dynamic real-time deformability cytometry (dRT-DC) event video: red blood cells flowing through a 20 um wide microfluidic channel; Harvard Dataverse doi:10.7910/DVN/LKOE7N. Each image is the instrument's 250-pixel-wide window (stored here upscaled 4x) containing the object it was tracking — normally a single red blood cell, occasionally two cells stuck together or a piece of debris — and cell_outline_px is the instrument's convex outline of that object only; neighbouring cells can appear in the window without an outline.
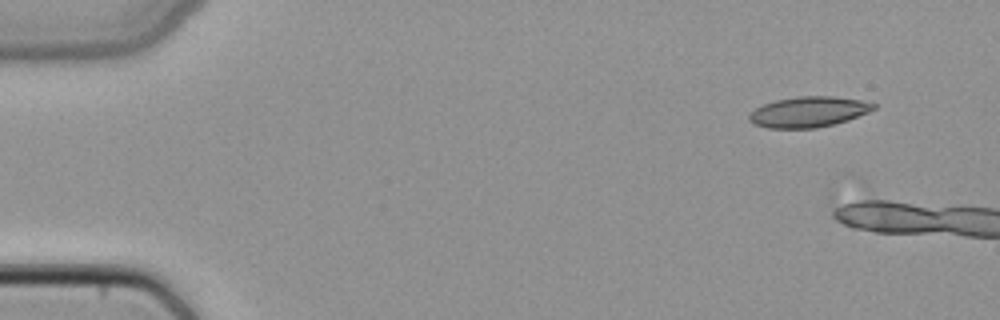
{"species": "common noctule bat (a hibernating species)", "species_latin": "Nyctalus noctula", "temperature_condition": "cold", "stored_images_in_passage": 2, "camera_frame_rate_fps": 3000, "um_per_image_px": 0.085, "animal": {"sex": "female", "body_mass_g": 22.7, "forearm_length_mm": 54.2}, "frame": {"image": 1, "passage_image": 1, "time_ms": 0.0, "image_size_px": [1000, 320], "cell_outline_px": [[876, 108], [868, 112], [848, 120], [816, 128], [768, 128], [752, 124], [748, 120], [748, 112], [764, 104], [776, 100], [796, 96], [832, 96], [860, 100], [876, 104]], "centroid_in_image_um": [68.68, 9.51], "position_along_channel_um": 16.3, "area_um2": 22.2}}